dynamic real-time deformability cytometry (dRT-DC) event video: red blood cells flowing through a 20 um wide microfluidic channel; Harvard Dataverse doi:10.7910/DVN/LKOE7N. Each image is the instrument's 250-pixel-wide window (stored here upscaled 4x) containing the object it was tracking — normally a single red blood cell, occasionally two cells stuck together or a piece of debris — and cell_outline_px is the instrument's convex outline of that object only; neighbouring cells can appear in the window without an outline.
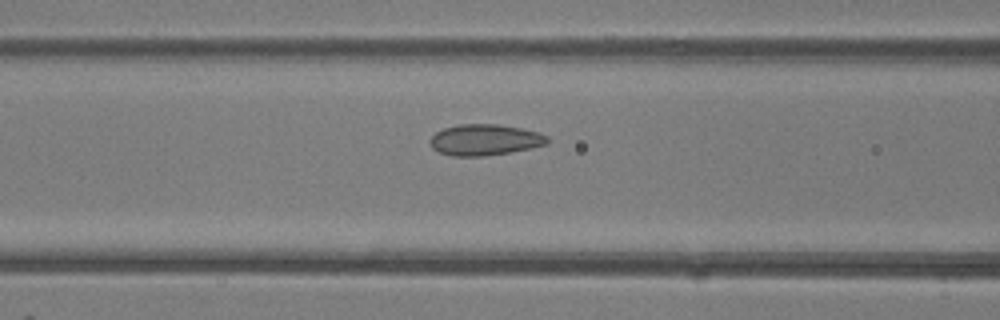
{"species": "common noctule bat (a hibernating species)", "species_latin": "Nyctalus noctula", "temperature_condition": "room temperature", "stored_images_in_passage": 28, "camera_frame_rate_fps": 3000, "um_per_image_px": 0.085, "animal": {"sex": "female"}, "frame": {"image": 1, "passage_image": 10, "time_ms": 3.0, "image_size_px": [1000, 320], "cell_outline_px": [[548, 144], [532, 148], [484, 156], [452, 156], [440, 152], [432, 148], [428, 140], [436, 132], [444, 128], [460, 124], [500, 124], [540, 132], [548, 136]], "centroid_in_image_um": [41.22, 11.88], "position_along_channel_um": 125.4, "area_um2": 21.33}}
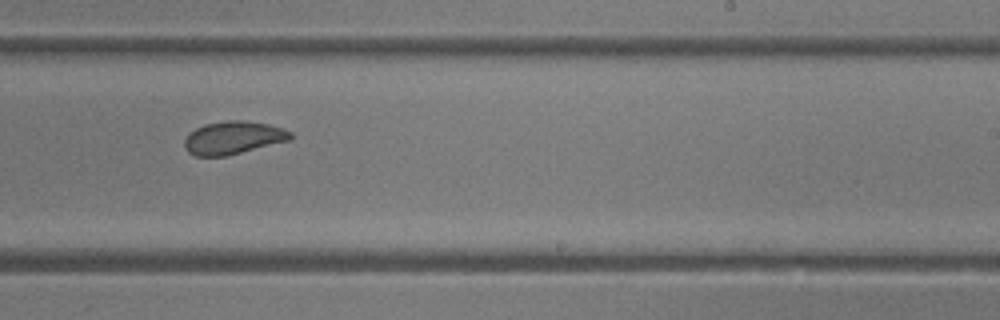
{"frame": {"image": 2, "passage_image": 20, "time_ms": 6.333, "image_size_px": [1000, 320], "cell_outline_px": [[292, 140], [224, 156], [196, 156], [188, 152], [184, 148], [184, 140], [188, 132], [204, 124], [228, 120], [244, 120], [268, 124], [292, 132]], "centroid_in_image_um": [19.8, 11.7], "position_along_channel_um": 269.2, "area_um2": 20.4}}
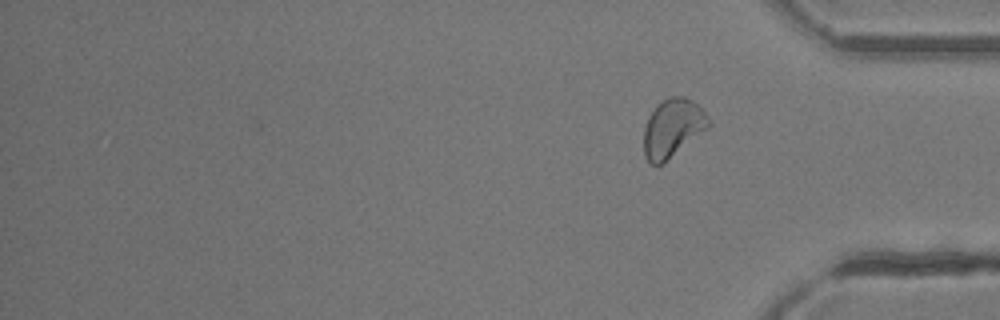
{"frame": {"image": 3, "passage_image": 28, "time_ms": 9.0, "image_size_px": [1000, 320], "cell_outline_px": [[712, 124], [708, 128], [664, 164], [656, 168], [648, 164], [644, 156], [644, 128], [648, 116], [656, 104], [668, 96], [684, 96], [692, 100], [708, 116]], "centroid_in_image_um": [57.15, 10.92], "position_along_channel_um": 378.1, "area_um2": 22.6}, "authors_computed_cell_mechanics": {"area_um2": 20.5479, "velocity_mm_per_s": 4.3179, "shape_relaxation_time_tau1_ms": null, "shape_relaxation_time_tau2_ms": 0.9629, "deformation_change_tau1": null, "deformation_change_tau2": 0.0518}}